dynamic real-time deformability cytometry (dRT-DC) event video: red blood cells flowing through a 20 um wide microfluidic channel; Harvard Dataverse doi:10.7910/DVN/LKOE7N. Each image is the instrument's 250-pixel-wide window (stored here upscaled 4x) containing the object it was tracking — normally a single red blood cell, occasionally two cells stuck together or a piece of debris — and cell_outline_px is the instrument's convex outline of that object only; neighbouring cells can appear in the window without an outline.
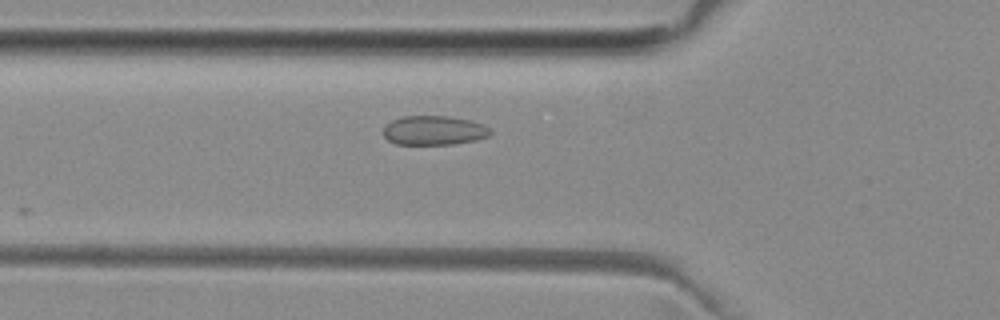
{"species": "common noctule bat (a hibernating species)", "species_latin": "Nyctalus noctula", "temperature_condition": "room temperature", "stored_images_in_passage": 29, "camera_frame_rate_fps": 3000, "um_per_image_px": 0.085, "animal": {"sex": "female", "body_mass_g": 29.2, "forearm_length_mm": 56.3}, "frame": {"image": 1, "passage_image": 6, "time_ms": 1.667, "image_size_px": [1000, 320], "cell_outline_px": [[492, 132], [488, 136], [476, 140], [452, 144], [396, 144], [388, 140], [384, 136], [384, 124], [400, 116], [448, 116], [472, 120], [484, 124], [492, 128]], "centroid_in_image_um": [36.9, 11.07], "position_along_channel_um": 88.9, "area_um2": 18.5}}
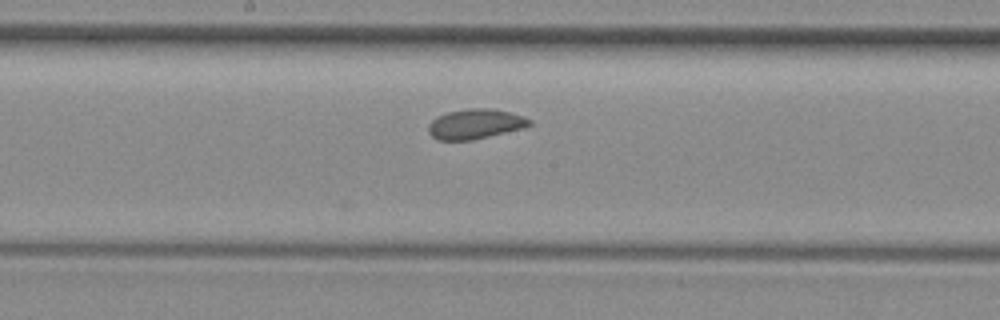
{"frame": {"image": 2, "passage_image": 15, "time_ms": 4.667, "image_size_px": [1000, 320], "cell_outline_px": [[532, 124], [524, 128], [472, 140], [436, 140], [428, 132], [428, 124], [436, 116], [448, 112], [468, 108], [488, 108], [508, 112], [532, 120]], "centroid_in_image_um": [40.36, 10.54], "position_along_channel_um": 207.8, "area_um2": 17.57}}
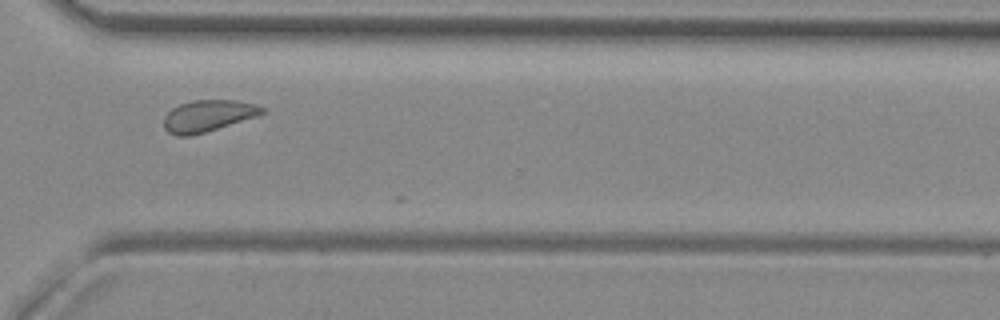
{"frame": {"image": 3, "passage_image": 26, "time_ms": 8.333, "image_size_px": [1000, 320], "cell_outline_px": [[264, 112], [256, 116], [192, 136], [176, 136], [168, 132], [164, 128], [164, 116], [172, 108], [180, 104], [192, 100], [232, 100], [256, 104], [264, 108]], "centroid_in_image_um": [17.63, 9.85], "position_along_channel_um": 353.0, "area_um2": 17.92}}